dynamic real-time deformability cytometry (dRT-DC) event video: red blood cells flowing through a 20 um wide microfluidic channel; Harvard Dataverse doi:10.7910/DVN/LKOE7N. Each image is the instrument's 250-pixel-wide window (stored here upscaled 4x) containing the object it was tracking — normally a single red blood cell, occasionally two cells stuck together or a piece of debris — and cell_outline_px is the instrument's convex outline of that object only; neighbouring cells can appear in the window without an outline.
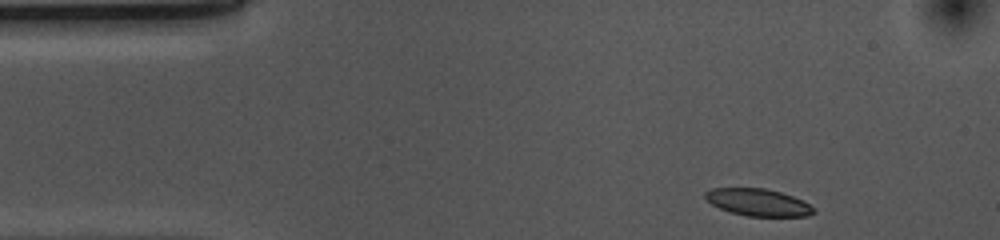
{"species": "common noctule bat (a hibernating species)", "species_latin": "Nyctalus noctula", "temperature_condition": "cold", "stored_images_in_passage": 38, "camera_frame_rate_fps": 3000, "um_per_image_px": 0.085, "animal": {"sex": "female", "body_mass_g": 10.0, "forearm_length_mm": 53.1}, "frame": {"image": 1, "passage_image": 1, "time_ms": 0.0, "image_size_px": [1000, 240], "cell_outline_px": [[816, 212], [808, 216], [748, 216], [728, 212], [712, 204], [704, 196], [704, 192], [712, 188], [764, 188], [780, 192], [804, 200]], "centroid_in_image_um": [64.42, 17.2], "position_along_channel_um": 20.6, "area_um2": 17.11}}
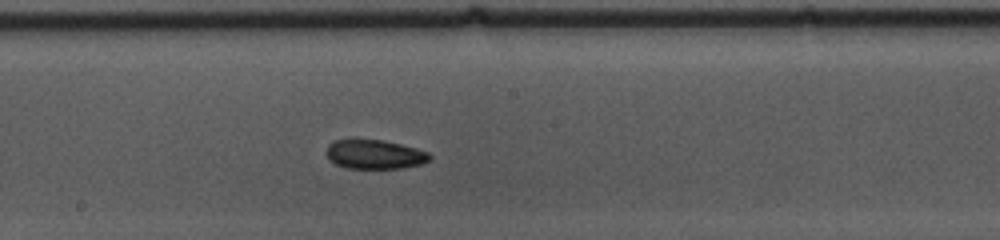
{"frame": {"image": 2, "passage_image": 22, "time_ms": 7.0, "image_size_px": [1000, 240], "cell_outline_px": [[432, 160], [420, 164], [404, 168], [344, 168], [336, 164], [328, 156], [328, 144], [332, 140], [380, 140], [400, 144], [416, 148], [428, 152], [432, 156]], "centroid_in_image_um": [31.89, 13.13], "position_along_channel_um": 216.3, "area_um2": 17.4}}
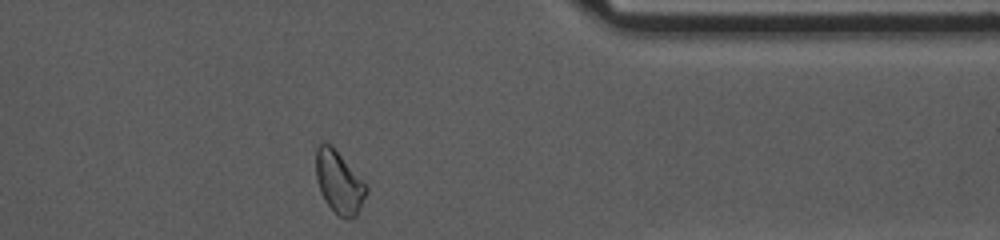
{"frame": {"image": 3, "passage_image": 37, "time_ms": 12.0, "image_size_px": [1000, 240], "cell_outline_px": [[368, 192], [356, 216], [348, 220], [344, 220], [324, 200], [320, 192], [316, 180], [316, 148], [320, 144], [332, 144], [368, 184]], "centroid_in_image_um": [28.85, 15.48], "position_along_channel_um": 382.6, "area_um2": 18.67}, "authors_computed_cell_mechanics": {"area_um2": 18.1781, "velocity_mm_per_s": 3.6878, "shape_relaxation_time_tau1_ms": 6.204, "shape_relaxation_time_tau2_ms": 5.0574, "deformation_change_tau1": 0.0908, "deformation_change_tau2": 0.1114}}